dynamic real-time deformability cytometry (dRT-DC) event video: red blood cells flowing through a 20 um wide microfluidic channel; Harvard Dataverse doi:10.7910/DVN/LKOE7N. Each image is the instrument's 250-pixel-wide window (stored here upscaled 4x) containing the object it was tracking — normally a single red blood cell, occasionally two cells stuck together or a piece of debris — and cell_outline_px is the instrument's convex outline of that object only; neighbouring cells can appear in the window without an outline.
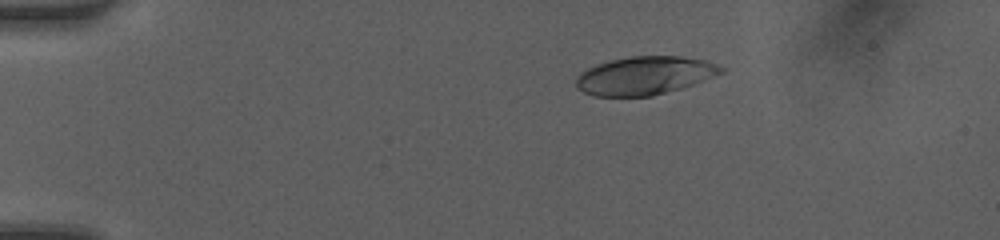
{"species": "human", "species_latin": "Homo sapiens", "temperature_condition": "room temperature", "stored_images_in_passage": 47, "camera_frame_rate_fps": 3000, "um_per_image_px": 0.085, "donor": {"sex": "female"}, "frame": {"image": 1, "passage_image": 7, "time_ms": 2.0, "image_size_px": [1000, 240], "cell_outline_px": [[728, 68], [724, 72], [692, 84], [680, 88], [652, 96], [592, 96], [584, 92], [576, 84], [576, 76], [580, 72], [596, 64], [628, 56], [680, 56], [704, 60]], "centroid_in_image_um": [54.8, 6.42], "position_along_channel_um": 30.2, "area_um2": 32.19}}
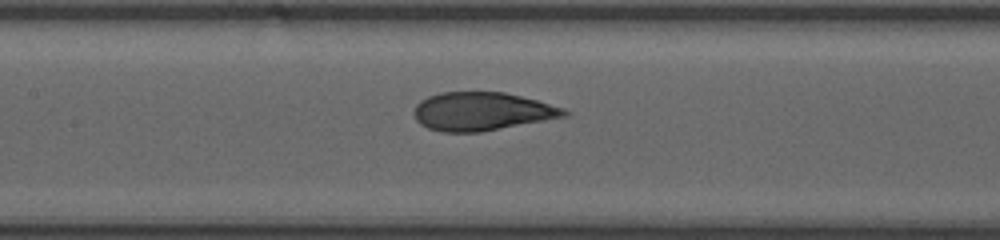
{"frame": {"image": 2, "passage_image": 22, "time_ms": 7.0, "image_size_px": [1000, 240], "cell_outline_px": [[568, 116], [480, 132], [440, 132], [428, 128], [420, 124], [416, 120], [416, 104], [420, 100], [428, 96], [440, 92], [504, 92], [536, 100], [564, 108], [568, 112]], "centroid_in_image_um": [40.95, 9.47], "position_along_channel_um": 166.4, "area_um2": 33.35}}
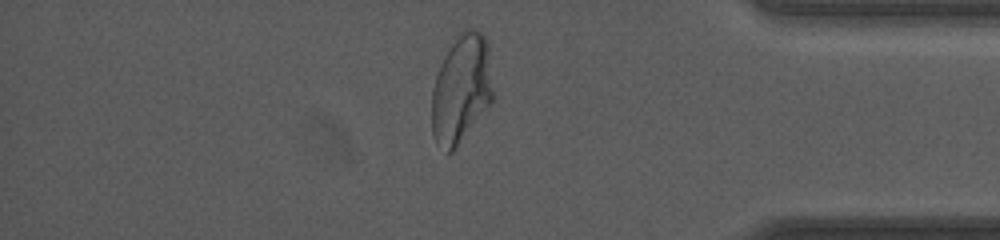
{"frame": {"image": 3, "passage_image": 40, "time_ms": 13.0, "image_size_px": [1000, 240], "cell_outline_px": [[496, 96], [492, 104], [452, 152], [448, 152], [436, 144], [432, 136], [432, 88], [440, 64], [452, 44], [460, 32], [464, 28], [476, 28], [484, 36], [488, 44]], "centroid_in_image_um": [39.26, 7.57], "position_along_channel_um": 395.9, "area_um2": 39.54}, "authors_computed_cell_mechanics": {"area_um2": 33.9286, "velocity_mm_per_s": 4.1952, "shape_relaxation_time_tau1_ms": 5.0408, "shape_relaxation_time_tau2_ms": null, "deformation_change_tau1": 0.2106, "deformation_change_tau2": null}}